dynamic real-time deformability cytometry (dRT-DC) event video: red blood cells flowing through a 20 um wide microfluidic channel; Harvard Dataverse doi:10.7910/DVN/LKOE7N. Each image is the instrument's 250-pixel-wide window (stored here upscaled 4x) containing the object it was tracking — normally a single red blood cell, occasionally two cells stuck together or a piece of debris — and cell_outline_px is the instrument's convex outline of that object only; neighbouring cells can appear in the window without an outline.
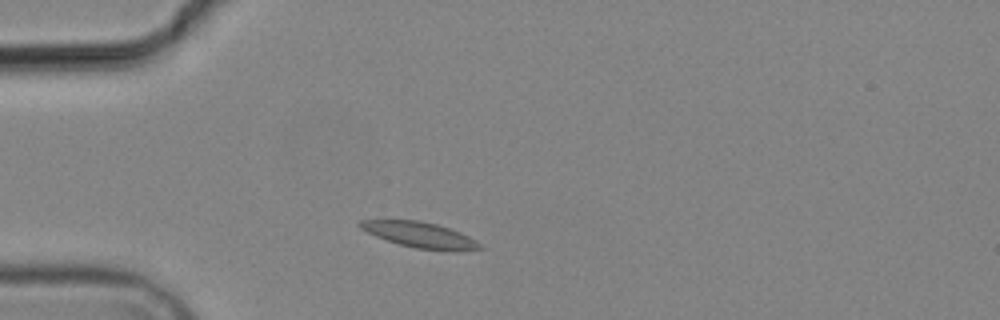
{"species": "common noctule bat (a hibernating species)", "species_latin": "Nyctalus noctula", "temperature_condition": "cold", "stored_images_in_passage": 1, "camera_frame_rate_fps": 3000, "um_per_image_px": 0.085, "animal": {"sex": "male", "body_mass_g": 19.2, "forearm_length_mm": 51.8}, "frame": {"image": 1, "passage_image": 1, "time_ms": 0.0, "image_size_px": [1000, 320], "cell_outline_px": [[484, 248], [460, 252], [456, 252], [416, 248], [400, 244], [376, 236], [360, 228], [356, 224], [360, 220], [416, 220], [436, 224], [460, 232], [476, 240]], "centroid_in_image_um": [35.73, 19.98], "position_along_channel_um": 49.3, "area_um2": 17.86}}